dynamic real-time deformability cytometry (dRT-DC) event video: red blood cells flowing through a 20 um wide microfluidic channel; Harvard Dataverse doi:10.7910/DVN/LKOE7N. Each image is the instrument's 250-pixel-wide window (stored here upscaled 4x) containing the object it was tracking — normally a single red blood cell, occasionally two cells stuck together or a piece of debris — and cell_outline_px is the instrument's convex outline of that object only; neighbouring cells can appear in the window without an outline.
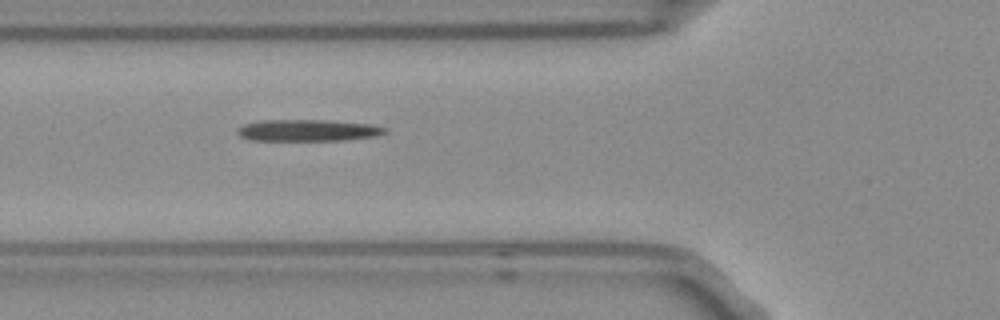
{"species": "Egyptian fruit bat (a non-hibernating species)", "species_latin": "Rousettus aegyptiacus", "temperature_condition": "room temperature", "stored_images_in_passage": 7, "camera_frame_rate_fps": 3000, "um_per_image_px": 0.085, "frame": {"image": 1, "passage_image": 7, "time_ms": 2.0, "image_size_px": [1000, 320], "cell_outline_px": [[388, 132], [376, 136], [344, 140], [252, 140], [240, 136], [236, 132], [244, 124], [260, 120], [332, 120], [372, 124], [388, 128]], "centroid_in_image_um": [26.23, 11.07], "position_along_channel_um": 99.6, "area_um2": 18.67}}